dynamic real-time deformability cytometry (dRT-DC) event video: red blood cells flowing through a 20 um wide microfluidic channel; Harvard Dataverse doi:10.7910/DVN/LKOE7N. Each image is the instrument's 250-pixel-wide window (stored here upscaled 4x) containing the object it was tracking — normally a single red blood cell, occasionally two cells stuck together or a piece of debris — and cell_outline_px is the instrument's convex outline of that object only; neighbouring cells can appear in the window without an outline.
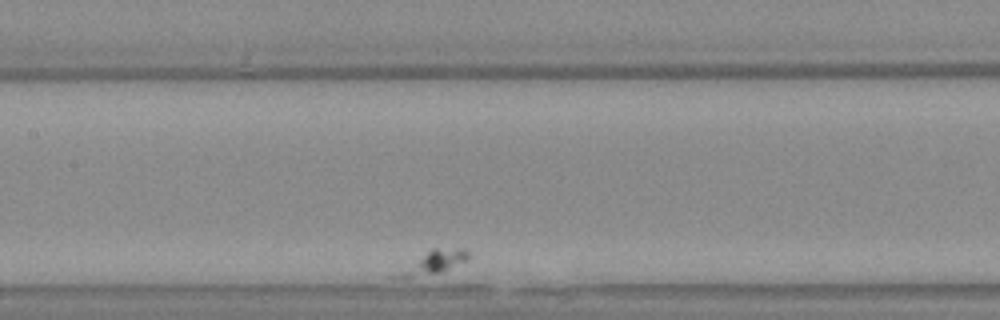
{"species": "Egyptian fruit bat (a non-hibernating species)", "species_latin": "Rousettus aegyptiacus", "temperature_condition": "warm", "stored_images_in_passage": 21, "camera_frame_rate_fps": 3000, "um_per_image_px": 0.085, "animal": {"sex": "female"}, "frame": {"image": 1, "passage_image": 13, "time_ms": 4.0, "image_size_px": [1000, 320], "cell_outline_px": [[468, 260], [444, 272], [408, 280], [404, 280], [384, 276], [432, 248], [464, 248], [468, 252]], "centroid_in_image_um": [36.61, 22.39], "position_along_channel_um": 170.8, "area_um2": 10.75}}